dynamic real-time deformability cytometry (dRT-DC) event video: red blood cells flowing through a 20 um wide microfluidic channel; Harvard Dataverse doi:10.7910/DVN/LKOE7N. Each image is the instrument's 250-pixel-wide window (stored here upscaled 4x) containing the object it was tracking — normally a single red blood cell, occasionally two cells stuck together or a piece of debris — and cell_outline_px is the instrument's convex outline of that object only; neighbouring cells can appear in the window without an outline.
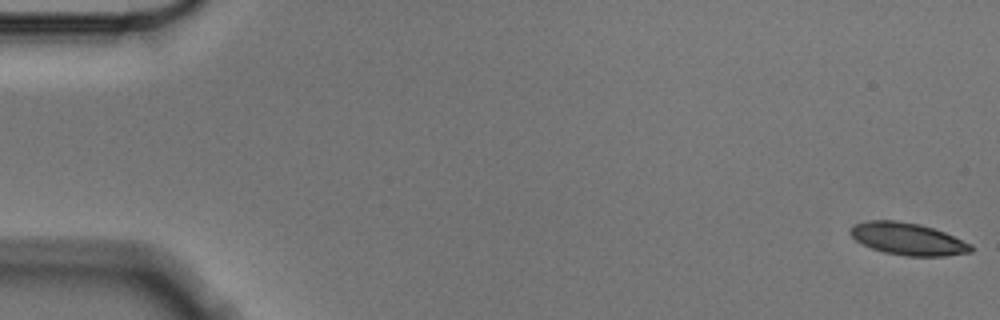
{"species": "Egyptian fruit bat (a non-hibernating species)", "species_latin": "Rousettus aegyptiacus", "temperature_condition": "cold", "stored_images_in_passage": 29, "camera_frame_rate_fps": 3000, "um_per_image_px": 0.085, "animal": {"sex": "male"}, "frame": {"image": 1, "passage_image": 1, "time_ms": 0.0, "image_size_px": [1000, 320], "cell_outline_px": [[972, 252], [944, 256], [904, 256], [884, 252], [872, 248], [856, 240], [852, 236], [852, 228], [856, 224], [868, 220], [896, 220], [920, 224], [944, 232], [972, 244]], "centroid_in_image_um": [77.21, 20.31], "position_along_channel_um": 7.8, "area_um2": 22.37}}
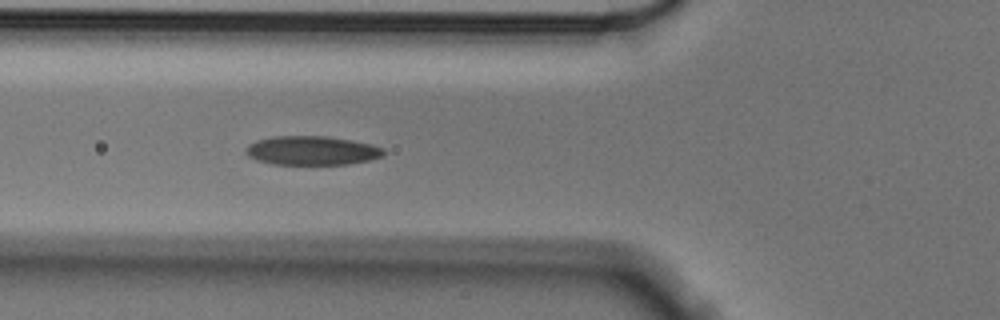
{"frame": {"image": 2, "passage_image": 21, "time_ms": 6.667, "image_size_px": [1000, 320], "cell_outline_px": [[384, 156], [368, 160], [348, 164], [272, 164], [256, 160], [248, 156], [244, 152], [244, 148], [248, 144], [256, 140], [276, 136], [328, 136], [352, 140], [372, 144], [384, 148]], "centroid_in_image_um": [26.49, 12.79], "position_along_channel_um": 99.3, "area_um2": 23.47}}
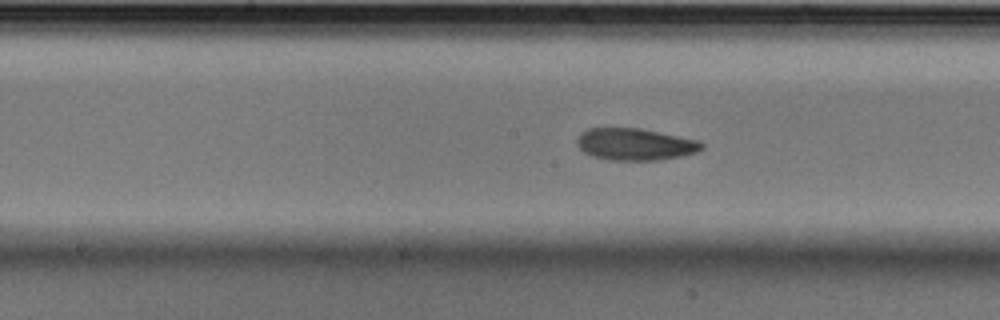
{"frame": {"image": 3, "passage_image": 29, "time_ms": 9.333, "image_size_px": [1000, 320], "cell_outline_px": [[704, 148], [700, 152], [680, 156], [656, 160], [608, 160], [592, 156], [584, 152], [576, 144], [576, 140], [580, 132], [588, 128], [640, 128], [700, 140], [704, 144]], "centroid_in_image_um": [54.0, 12.26], "position_along_channel_um": 194.2, "area_um2": 23.47}}